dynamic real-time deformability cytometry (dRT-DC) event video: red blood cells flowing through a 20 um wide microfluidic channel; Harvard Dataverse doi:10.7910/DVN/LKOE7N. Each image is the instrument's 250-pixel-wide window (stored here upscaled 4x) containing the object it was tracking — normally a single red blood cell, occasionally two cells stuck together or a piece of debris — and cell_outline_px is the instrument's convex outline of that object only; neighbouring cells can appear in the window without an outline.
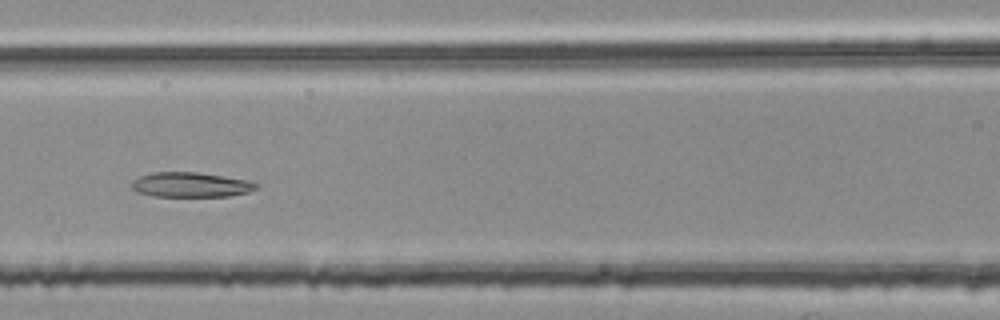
{"species": "common noctule bat (a hibernating species)", "species_latin": "Nyctalus noctula", "temperature_condition": "room temperature", "stored_images_in_passage": 44, "camera_frame_rate_fps": 3000, "um_per_image_px": 0.085, "animal": {"sex": "female", "body_mass_g": 25.1}, "frame": {"image": 1, "passage_image": 21, "time_ms": 6.667, "image_size_px": [1000, 320], "cell_outline_px": [[260, 184], [256, 188], [248, 192], [228, 196], [152, 196], [136, 192], [132, 188], [132, 180], [140, 176], [152, 172], [196, 172], [248, 180]], "centroid_in_image_um": [16.19, 15.7], "position_along_channel_um": 150.4, "area_um2": 17.98}}
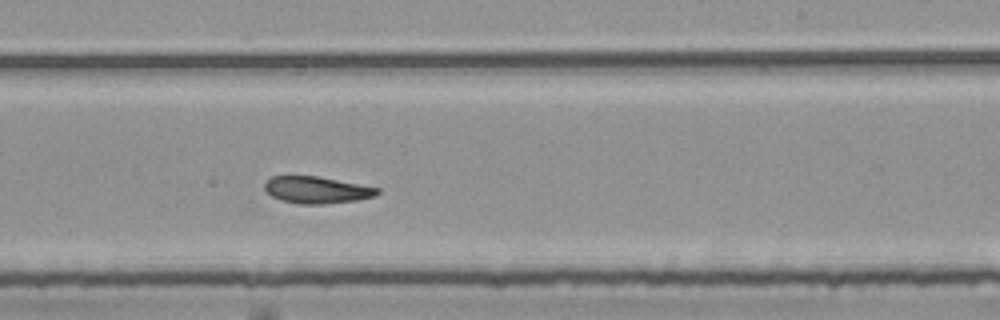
{"frame": {"image": 2, "passage_image": 30, "time_ms": 9.667, "image_size_px": [1000, 320], "cell_outline_px": [[380, 192], [376, 196], [356, 200], [324, 204], [300, 204], [280, 200], [272, 196], [264, 188], [264, 184], [272, 176], [316, 176], [380, 188]], "centroid_in_image_um": [26.93, 16.15], "position_along_channel_um": 262.1, "area_um2": 17.51}}
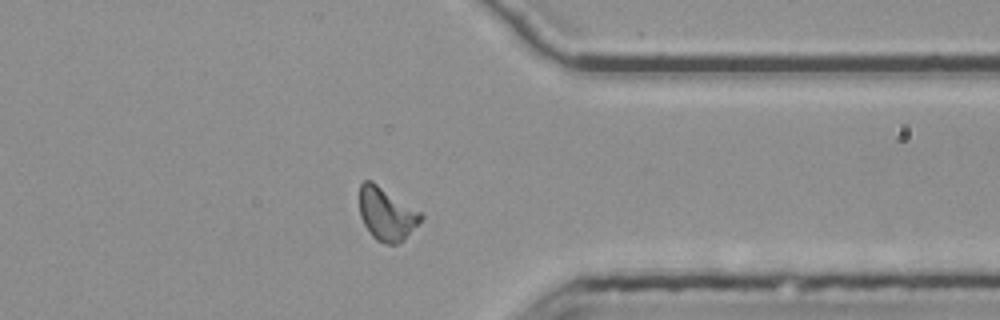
{"frame": {"image": 3, "passage_image": 40, "time_ms": 13.0, "image_size_px": [1000, 320], "cell_outline_px": [[424, 216], [404, 240], [396, 244], [384, 244], [376, 240], [368, 232], [360, 216], [360, 184], [364, 180], [372, 180], [420, 212]], "centroid_in_image_um": [32.83, 18.19], "position_along_channel_um": 378.6, "area_um2": 18.84}, "authors_computed_cell_mechanics": {"area_um2": 18.8428, "velocity_mm_per_s": 3.7435, "shape_relaxation_time_tau1_ms": null, "shape_relaxation_time_tau2_ms": 5.1863, "deformation_change_tau1": null, "deformation_change_tau2": 0.1144}}